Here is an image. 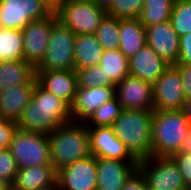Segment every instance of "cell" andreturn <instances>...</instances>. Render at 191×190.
<instances>
[{
	"label": "cell",
	"mask_w": 191,
	"mask_h": 190,
	"mask_svg": "<svg viewBox=\"0 0 191 190\" xmlns=\"http://www.w3.org/2000/svg\"><path fill=\"white\" fill-rule=\"evenodd\" d=\"M71 121L70 109L36 82L32 99L16 124L26 131L48 135Z\"/></svg>",
	"instance_id": "obj_1"
},
{
	"label": "cell",
	"mask_w": 191,
	"mask_h": 190,
	"mask_svg": "<svg viewBox=\"0 0 191 190\" xmlns=\"http://www.w3.org/2000/svg\"><path fill=\"white\" fill-rule=\"evenodd\" d=\"M51 164L55 171L91 155L88 126L69 122L47 135Z\"/></svg>",
	"instance_id": "obj_2"
},
{
	"label": "cell",
	"mask_w": 191,
	"mask_h": 190,
	"mask_svg": "<svg viewBox=\"0 0 191 190\" xmlns=\"http://www.w3.org/2000/svg\"><path fill=\"white\" fill-rule=\"evenodd\" d=\"M153 112L154 110L122 109L112 125L114 134L137 161L151 156Z\"/></svg>",
	"instance_id": "obj_3"
},
{
	"label": "cell",
	"mask_w": 191,
	"mask_h": 190,
	"mask_svg": "<svg viewBox=\"0 0 191 190\" xmlns=\"http://www.w3.org/2000/svg\"><path fill=\"white\" fill-rule=\"evenodd\" d=\"M190 129L183 110H154L151 156L171 157L180 152Z\"/></svg>",
	"instance_id": "obj_4"
},
{
	"label": "cell",
	"mask_w": 191,
	"mask_h": 190,
	"mask_svg": "<svg viewBox=\"0 0 191 190\" xmlns=\"http://www.w3.org/2000/svg\"><path fill=\"white\" fill-rule=\"evenodd\" d=\"M54 11L58 21L76 35L95 34L107 11L91 0H65Z\"/></svg>",
	"instance_id": "obj_5"
},
{
	"label": "cell",
	"mask_w": 191,
	"mask_h": 190,
	"mask_svg": "<svg viewBox=\"0 0 191 190\" xmlns=\"http://www.w3.org/2000/svg\"><path fill=\"white\" fill-rule=\"evenodd\" d=\"M9 149L16 160L18 169L52 165L49 141L46 134L26 131L17 127Z\"/></svg>",
	"instance_id": "obj_6"
},
{
	"label": "cell",
	"mask_w": 191,
	"mask_h": 190,
	"mask_svg": "<svg viewBox=\"0 0 191 190\" xmlns=\"http://www.w3.org/2000/svg\"><path fill=\"white\" fill-rule=\"evenodd\" d=\"M75 37L71 29L57 21L52 26L45 56L35 70H75Z\"/></svg>",
	"instance_id": "obj_7"
},
{
	"label": "cell",
	"mask_w": 191,
	"mask_h": 190,
	"mask_svg": "<svg viewBox=\"0 0 191 190\" xmlns=\"http://www.w3.org/2000/svg\"><path fill=\"white\" fill-rule=\"evenodd\" d=\"M138 169L151 190H188L171 157L150 156L138 161Z\"/></svg>",
	"instance_id": "obj_8"
},
{
	"label": "cell",
	"mask_w": 191,
	"mask_h": 190,
	"mask_svg": "<svg viewBox=\"0 0 191 190\" xmlns=\"http://www.w3.org/2000/svg\"><path fill=\"white\" fill-rule=\"evenodd\" d=\"M53 11L46 0H2L0 27L22 30L30 21L42 19Z\"/></svg>",
	"instance_id": "obj_9"
},
{
	"label": "cell",
	"mask_w": 191,
	"mask_h": 190,
	"mask_svg": "<svg viewBox=\"0 0 191 190\" xmlns=\"http://www.w3.org/2000/svg\"><path fill=\"white\" fill-rule=\"evenodd\" d=\"M96 157L88 156L57 171L56 190H96Z\"/></svg>",
	"instance_id": "obj_10"
},
{
	"label": "cell",
	"mask_w": 191,
	"mask_h": 190,
	"mask_svg": "<svg viewBox=\"0 0 191 190\" xmlns=\"http://www.w3.org/2000/svg\"><path fill=\"white\" fill-rule=\"evenodd\" d=\"M58 21L55 11L50 15L30 21L23 29L24 60L36 67L45 56L52 26Z\"/></svg>",
	"instance_id": "obj_11"
},
{
	"label": "cell",
	"mask_w": 191,
	"mask_h": 190,
	"mask_svg": "<svg viewBox=\"0 0 191 190\" xmlns=\"http://www.w3.org/2000/svg\"><path fill=\"white\" fill-rule=\"evenodd\" d=\"M185 101L180 74L170 65L153 84L154 110H182Z\"/></svg>",
	"instance_id": "obj_12"
},
{
	"label": "cell",
	"mask_w": 191,
	"mask_h": 190,
	"mask_svg": "<svg viewBox=\"0 0 191 190\" xmlns=\"http://www.w3.org/2000/svg\"><path fill=\"white\" fill-rule=\"evenodd\" d=\"M90 152L96 158L137 161L114 134L112 126H88Z\"/></svg>",
	"instance_id": "obj_13"
},
{
	"label": "cell",
	"mask_w": 191,
	"mask_h": 190,
	"mask_svg": "<svg viewBox=\"0 0 191 190\" xmlns=\"http://www.w3.org/2000/svg\"><path fill=\"white\" fill-rule=\"evenodd\" d=\"M115 96L122 109L154 110L153 85L127 75L115 85Z\"/></svg>",
	"instance_id": "obj_14"
},
{
	"label": "cell",
	"mask_w": 191,
	"mask_h": 190,
	"mask_svg": "<svg viewBox=\"0 0 191 190\" xmlns=\"http://www.w3.org/2000/svg\"><path fill=\"white\" fill-rule=\"evenodd\" d=\"M179 39L170 20L146 27V44L170 65L178 61Z\"/></svg>",
	"instance_id": "obj_15"
},
{
	"label": "cell",
	"mask_w": 191,
	"mask_h": 190,
	"mask_svg": "<svg viewBox=\"0 0 191 190\" xmlns=\"http://www.w3.org/2000/svg\"><path fill=\"white\" fill-rule=\"evenodd\" d=\"M115 97V86L77 88L75 99L70 109L73 122L85 123L104 103Z\"/></svg>",
	"instance_id": "obj_16"
},
{
	"label": "cell",
	"mask_w": 191,
	"mask_h": 190,
	"mask_svg": "<svg viewBox=\"0 0 191 190\" xmlns=\"http://www.w3.org/2000/svg\"><path fill=\"white\" fill-rule=\"evenodd\" d=\"M36 79L44 89L71 109L78 88L75 70H36Z\"/></svg>",
	"instance_id": "obj_17"
},
{
	"label": "cell",
	"mask_w": 191,
	"mask_h": 190,
	"mask_svg": "<svg viewBox=\"0 0 191 190\" xmlns=\"http://www.w3.org/2000/svg\"><path fill=\"white\" fill-rule=\"evenodd\" d=\"M96 190H121L130 175L138 168V161L96 158Z\"/></svg>",
	"instance_id": "obj_18"
},
{
	"label": "cell",
	"mask_w": 191,
	"mask_h": 190,
	"mask_svg": "<svg viewBox=\"0 0 191 190\" xmlns=\"http://www.w3.org/2000/svg\"><path fill=\"white\" fill-rule=\"evenodd\" d=\"M169 66L170 64L145 44L129 58V75L153 85Z\"/></svg>",
	"instance_id": "obj_19"
},
{
	"label": "cell",
	"mask_w": 191,
	"mask_h": 190,
	"mask_svg": "<svg viewBox=\"0 0 191 190\" xmlns=\"http://www.w3.org/2000/svg\"><path fill=\"white\" fill-rule=\"evenodd\" d=\"M36 83L14 85L0 92V118L17 123L30 103Z\"/></svg>",
	"instance_id": "obj_20"
},
{
	"label": "cell",
	"mask_w": 191,
	"mask_h": 190,
	"mask_svg": "<svg viewBox=\"0 0 191 190\" xmlns=\"http://www.w3.org/2000/svg\"><path fill=\"white\" fill-rule=\"evenodd\" d=\"M56 179L53 165L20 168L11 190H56Z\"/></svg>",
	"instance_id": "obj_21"
},
{
	"label": "cell",
	"mask_w": 191,
	"mask_h": 190,
	"mask_svg": "<svg viewBox=\"0 0 191 190\" xmlns=\"http://www.w3.org/2000/svg\"><path fill=\"white\" fill-rule=\"evenodd\" d=\"M146 44V27L138 18L119 19V47L126 58H131Z\"/></svg>",
	"instance_id": "obj_22"
},
{
	"label": "cell",
	"mask_w": 191,
	"mask_h": 190,
	"mask_svg": "<svg viewBox=\"0 0 191 190\" xmlns=\"http://www.w3.org/2000/svg\"><path fill=\"white\" fill-rule=\"evenodd\" d=\"M36 82V70L30 62L24 59L0 61V92L14 85Z\"/></svg>",
	"instance_id": "obj_23"
},
{
	"label": "cell",
	"mask_w": 191,
	"mask_h": 190,
	"mask_svg": "<svg viewBox=\"0 0 191 190\" xmlns=\"http://www.w3.org/2000/svg\"><path fill=\"white\" fill-rule=\"evenodd\" d=\"M104 49L95 34L76 35L74 41L75 69H85L99 65Z\"/></svg>",
	"instance_id": "obj_24"
},
{
	"label": "cell",
	"mask_w": 191,
	"mask_h": 190,
	"mask_svg": "<svg viewBox=\"0 0 191 190\" xmlns=\"http://www.w3.org/2000/svg\"><path fill=\"white\" fill-rule=\"evenodd\" d=\"M99 65L103 68L105 79L115 84L129 75V59L119 50H104Z\"/></svg>",
	"instance_id": "obj_25"
},
{
	"label": "cell",
	"mask_w": 191,
	"mask_h": 190,
	"mask_svg": "<svg viewBox=\"0 0 191 190\" xmlns=\"http://www.w3.org/2000/svg\"><path fill=\"white\" fill-rule=\"evenodd\" d=\"M175 0H143L138 19L147 27L170 20Z\"/></svg>",
	"instance_id": "obj_26"
},
{
	"label": "cell",
	"mask_w": 191,
	"mask_h": 190,
	"mask_svg": "<svg viewBox=\"0 0 191 190\" xmlns=\"http://www.w3.org/2000/svg\"><path fill=\"white\" fill-rule=\"evenodd\" d=\"M24 59L23 32L0 27V61Z\"/></svg>",
	"instance_id": "obj_27"
},
{
	"label": "cell",
	"mask_w": 191,
	"mask_h": 190,
	"mask_svg": "<svg viewBox=\"0 0 191 190\" xmlns=\"http://www.w3.org/2000/svg\"><path fill=\"white\" fill-rule=\"evenodd\" d=\"M97 41L104 50L119 47V18L106 14L95 32Z\"/></svg>",
	"instance_id": "obj_28"
},
{
	"label": "cell",
	"mask_w": 191,
	"mask_h": 190,
	"mask_svg": "<svg viewBox=\"0 0 191 190\" xmlns=\"http://www.w3.org/2000/svg\"><path fill=\"white\" fill-rule=\"evenodd\" d=\"M170 22L179 37L191 32V0H175Z\"/></svg>",
	"instance_id": "obj_29"
},
{
	"label": "cell",
	"mask_w": 191,
	"mask_h": 190,
	"mask_svg": "<svg viewBox=\"0 0 191 190\" xmlns=\"http://www.w3.org/2000/svg\"><path fill=\"white\" fill-rule=\"evenodd\" d=\"M122 107L115 96L110 101L102 104L85 122L87 126H112L119 117Z\"/></svg>",
	"instance_id": "obj_30"
},
{
	"label": "cell",
	"mask_w": 191,
	"mask_h": 190,
	"mask_svg": "<svg viewBox=\"0 0 191 190\" xmlns=\"http://www.w3.org/2000/svg\"><path fill=\"white\" fill-rule=\"evenodd\" d=\"M78 88H94L100 86H115L111 79H105V73L100 65L85 69H75Z\"/></svg>",
	"instance_id": "obj_31"
},
{
	"label": "cell",
	"mask_w": 191,
	"mask_h": 190,
	"mask_svg": "<svg viewBox=\"0 0 191 190\" xmlns=\"http://www.w3.org/2000/svg\"><path fill=\"white\" fill-rule=\"evenodd\" d=\"M143 7V0H114L107 14L119 19L138 18Z\"/></svg>",
	"instance_id": "obj_32"
},
{
	"label": "cell",
	"mask_w": 191,
	"mask_h": 190,
	"mask_svg": "<svg viewBox=\"0 0 191 190\" xmlns=\"http://www.w3.org/2000/svg\"><path fill=\"white\" fill-rule=\"evenodd\" d=\"M18 166L9 148L0 149V178L10 187L14 184Z\"/></svg>",
	"instance_id": "obj_33"
},
{
	"label": "cell",
	"mask_w": 191,
	"mask_h": 190,
	"mask_svg": "<svg viewBox=\"0 0 191 190\" xmlns=\"http://www.w3.org/2000/svg\"><path fill=\"white\" fill-rule=\"evenodd\" d=\"M176 163L183 182L188 190H191V153L178 152L171 156Z\"/></svg>",
	"instance_id": "obj_34"
},
{
	"label": "cell",
	"mask_w": 191,
	"mask_h": 190,
	"mask_svg": "<svg viewBox=\"0 0 191 190\" xmlns=\"http://www.w3.org/2000/svg\"><path fill=\"white\" fill-rule=\"evenodd\" d=\"M17 124L11 120L0 118V149L9 148Z\"/></svg>",
	"instance_id": "obj_35"
},
{
	"label": "cell",
	"mask_w": 191,
	"mask_h": 190,
	"mask_svg": "<svg viewBox=\"0 0 191 190\" xmlns=\"http://www.w3.org/2000/svg\"><path fill=\"white\" fill-rule=\"evenodd\" d=\"M177 63L191 65V32L179 39V58Z\"/></svg>",
	"instance_id": "obj_36"
},
{
	"label": "cell",
	"mask_w": 191,
	"mask_h": 190,
	"mask_svg": "<svg viewBox=\"0 0 191 190\" xmlns=\"http://www.w3.org/2000/svg\"><path fill=\"white\" fill-rule=\"evenodd\" d=\"M121 190H147L146 179L138 168L126 180Z\"/></svg>",
	"instance_id": "obj_37"
},
{
	"label": "cell",
	"mask_w": 191,
	"mask_h": 190,
	"mask_svg": "<svg viewBox=\"0 0 191 190\" xmlns=\"http://www.w3.org/2000/svg\"><path fill=\"white\" fill-rule=\"evenodd\" d=\"M173 66L180 74L186 100L191 99V65L176 63Z\"/></svg>",
	"instance_id": "obj_38"
},
{
	"label": "cell",
	"mask_w": 191,
	"mask_h": 190,
	"mask_svg": "<svg viewBox=\"0 0 191 190\" xmlns=\"http://www.w3.org/2000/svg\"><path fill=\"white\" fill-rule=\"evenodd\" d=\"M180 152L191 153V129L186 138L184 139Z\"/></svg>",
	"instance_id": "obj_39"
},
{
	"label": "cell",
	"mask_w": 191,
	"mask_h": 190,
	"mask_svg": "<svg viewBox=\"0 0 191 190\" xmlns=\"http://www.w3.org/2000/svg\"><path fill=\"white\" fill-rule=\"evenodd\" d=\"M91 1L97 7H100L102 9L106 10V11L112 6V4L114 2V0H91Z\"/></svg>",
	"instance_id": "obj_40"
},
{
	"label": "cell",
	"mask_w": 191,
	"mask_h": 190,
	"mask_svg": "<svg viewBox=\"0 0 191 190\" xmlns=\"http://www.w3.org/2000/svg\"><path fill=\"white\" fill-rule=\"evenodd\" d=\"M188 121L191 124V99H187L184 103V107L182 109Z\"/></svg>",
	"instance_id": "obj_41"
},
{
	"label": "cell",
	"mask_w": 191,
	"mask_h": 190,
	"mask_svg": "<svg viewBox=\"0 0 191 190\" xmlns=\"http://www.w3.org/2000/svg\"><path fill=\"white\" fill-rule=\"evenodd\" d=\"M0 190H11V187L0 178Z\"/></svg>",
	"instance_id": "obj_42"
},
{
	"label": "cell",
	"mask_w": 191,
	"mask_h": 190,
	"mask_svg": "<svg viewBox=\"0 0 191 190\" xmlns=\"http://www.w3.org/2000/svg\"><path fill=\"white\" fill-rule=\"evenodd\" d=\"M46 1L50 3V5H52L53 8H55L58 4H60L61 2L65 0H46Z\"/></svg>",
	"instance_id": "obj_43"
}]
</instances>
